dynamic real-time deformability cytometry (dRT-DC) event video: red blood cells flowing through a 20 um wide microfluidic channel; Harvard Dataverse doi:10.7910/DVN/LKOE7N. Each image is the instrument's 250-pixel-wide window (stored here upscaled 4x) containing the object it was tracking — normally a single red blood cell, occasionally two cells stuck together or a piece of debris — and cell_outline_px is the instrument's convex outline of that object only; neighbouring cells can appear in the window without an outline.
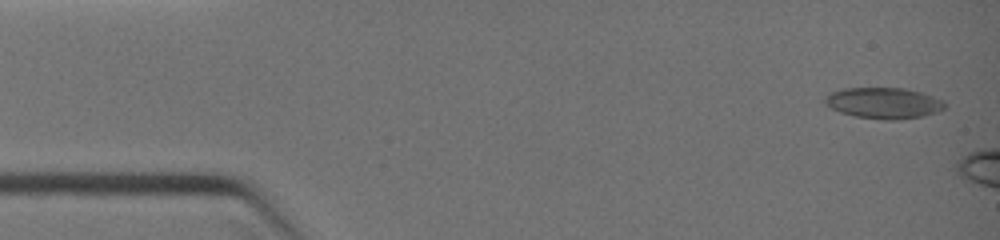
{"species": "common noctule bat (a hibernating species)", "species_latin": "Nyctalus noctula", "temperature_condition": "warm", "stored_images_in_passage": 7, "camera_frame_rate_fps": 3000, "um_per_image_px": 0.085, "animal": {"sex": "female", "body_mass_g": 19.0, "forearm_length_mm": 51.5}, "frame": {"image": 1, "passage_image": 1, "time_ms": 0.0, "image_size_px": [1000, 240], "cell_outline_px": [[944, 108], [936, 112], [920, 116], [896, 120], [884, 120], [856, 116], [840, 112], [824, 104], [824, 100], [832, 92], [844, 88], [904, 88], [920, 92], [932, 96], [940, 100], [944, 104]], "centroid_in_image_um": [75.08, 8.76], "position_along_channel_um": 9.9, "area_um2": 21.27}}